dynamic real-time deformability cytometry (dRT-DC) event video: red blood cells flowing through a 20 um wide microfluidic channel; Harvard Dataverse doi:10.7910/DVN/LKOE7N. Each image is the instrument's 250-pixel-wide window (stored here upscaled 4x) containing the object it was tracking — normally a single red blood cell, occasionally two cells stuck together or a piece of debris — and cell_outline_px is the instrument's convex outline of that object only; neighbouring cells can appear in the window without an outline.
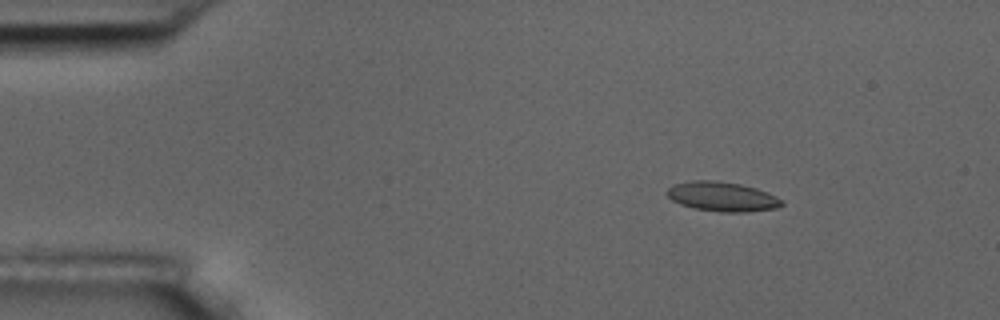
{"species": "common noctule bat (a hibernating species)", "species_latin": "Nyctalus noctula", "temperature_condition": "room temperature", "stored_images_in_passage": 5, "camera_frame_rate_fps": 3000, "um_per_image_px": 0.085, "animal": {"sex": "male", "body_mass_g": 17.5, "forearm_length_mm": 52.3}, "frame": {"image": 1, "passage_image": 2, "time_ms": 1.333, "image_size_px": [1000, 320], "cell_outline_px": [[784, 204], [776, 208], [748, 212], [720, 212], [692, 208], [680, 204], [672, 200], [664, 192], [672, 184], [692, 180], [716, 180], [740, 184], [756, 188], [768, 192], [784, 200]], "centroid_in_image_um": [61.37, 16.71], "position_along_channel_um": 23.6, "area_um2": 20.06}}
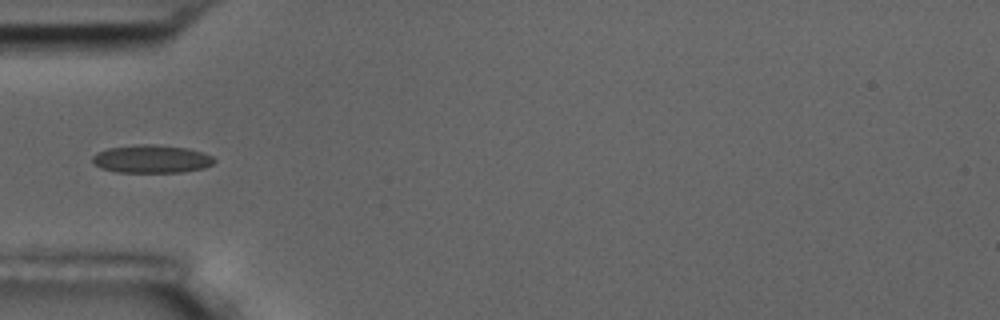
{"frame": {"image": 2, "passage_image": 5, "time_ms": 4.667, "image_size_px": [1000, 320], "cell_outline_px": [[216, 160], [212, 164], [204, 168], [180, 172], [116, 172], [100, 168], [92, 160], [92, 156], [96, 152], [108, 148], [136, 144], [156, 144], [188, 148], [204, 152], [212, 156]], "centroid_in_image_um": [12.88, 13.5], "position_along_channel_um": 72.1, "area_um2": 20.06}}